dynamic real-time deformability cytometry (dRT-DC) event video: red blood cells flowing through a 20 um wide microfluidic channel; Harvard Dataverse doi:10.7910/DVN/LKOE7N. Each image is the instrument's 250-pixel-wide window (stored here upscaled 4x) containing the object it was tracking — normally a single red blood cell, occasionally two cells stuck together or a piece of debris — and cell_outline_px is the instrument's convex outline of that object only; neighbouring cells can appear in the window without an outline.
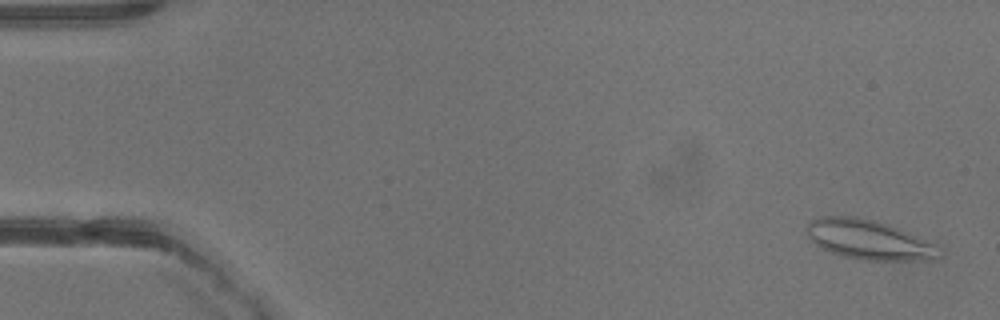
{"species": "common noctule bat (a hibernating species)", "species_latin": "Nyctalus noctula", "temperature_condition": "warm", "stored_images_in_passage": 41, "camera_frame_rate_fps": 3000, "um_per_image_px": 0.085, "animal": {"sex": "male", "body_mass_g": 13.3}, "frame": {"image": 1, "passage_image": 2, "time_ms": 0.333, "image_size_px": [1000, 320], "cell_outline_px": [[944, 256], [936, 260], [864, 260], [844, 256], [820, 248], [808, 240], [808, 224], [816, 216], [856, 216], [888, 224], [900, 228], [944, 248]], "centroid_in_image_um": [73.92, 20.39], "position_along_channel_um": 11.1, "area_um2": 31.04}}
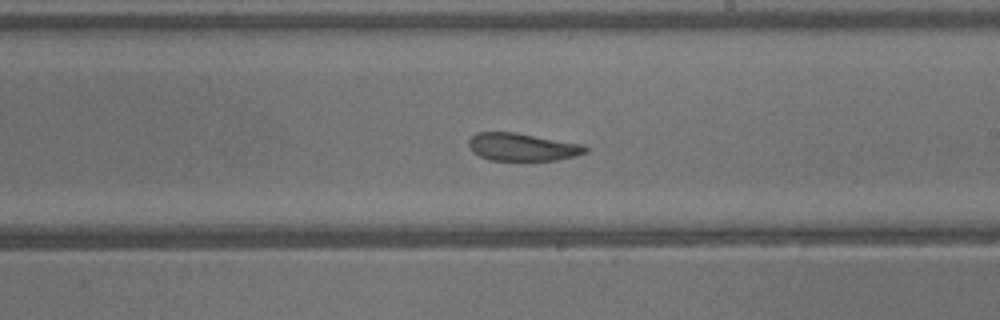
{"frame": {"image": 2, "passage_image": 24, "time_ms": 7.667, "image_size_px": [1000, 320], "cell_outline_px": [[588, 152], [576, 156], [556, 160], [488, 160], [472, 152], [468, 144], [468, 140], [476, 132], [516, 132], [584, 144], [588, 148]], "centroid_in_image_um": [44.41, 12.49], "position_along_channel_um": 244.6, "area_um2": 19.07}}
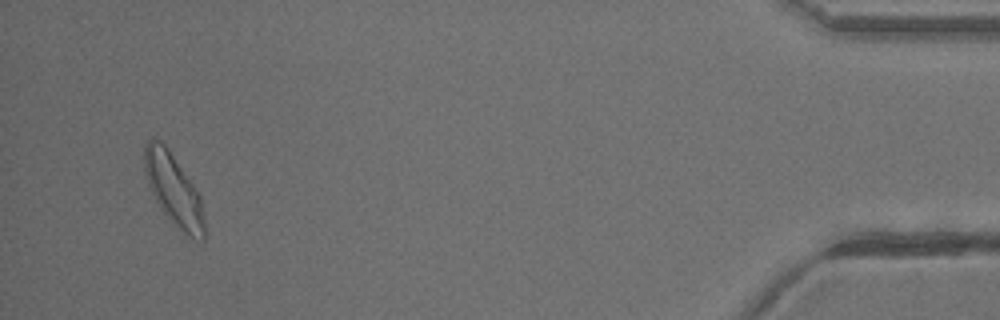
{"frame": {"image": 3, "passage_image": 39, "time_ms": 12.667, "image_size_px": [1000, 320], "cell_outline_px": [[204, 240], [192, 240], [172, 224], [160, 208], [148, 184], [144, 168], [144, 144], [152, 136], [160, 140], [168, 148], [200, 196], [204, 220]], "centroid_in_image_um": [14.74, 16.14], "position_along_channel_um": 420.5, "area_um2": 24.97}}